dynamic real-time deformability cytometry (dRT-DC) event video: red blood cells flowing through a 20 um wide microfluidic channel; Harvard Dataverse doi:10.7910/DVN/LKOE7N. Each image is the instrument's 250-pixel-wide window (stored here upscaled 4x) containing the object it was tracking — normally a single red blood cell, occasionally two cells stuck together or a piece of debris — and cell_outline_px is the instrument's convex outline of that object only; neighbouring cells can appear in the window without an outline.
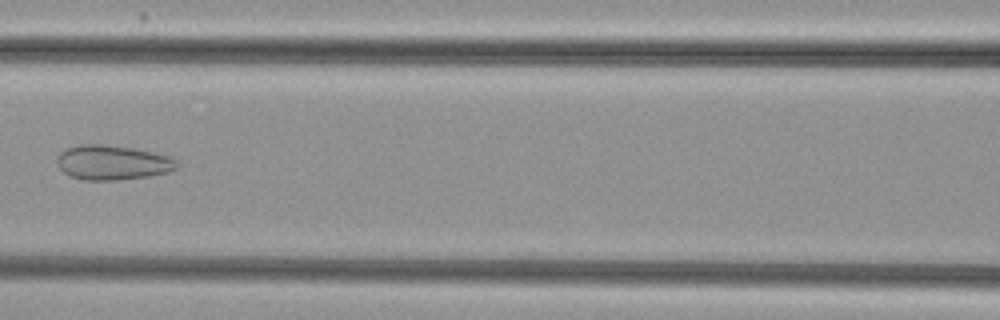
{"species": "common noctule bat (a hibernating species)", "species_latin": "Nyctalus noctula", "temperature_condition": "cold", "stored_images_in_passage": 7, "camera_frame_rate_fps": 3000, "um_per_image_px": 0.085, "animal": {"sex": "female", "body_mass_g": 29.2, "forearm_length_mm": 56.3}, "frame": {"image": 1, "passage_image": 6, "time_ms": 6.0, "image_size_px": [1000, 320], "cell_outline_px": [[180, 164], [176, 168], [168, 172], [148, 176], [116, 180], [84, 180], [68, 176], [56, 164], [56, 156], [64, 148], [80, 144], [104, 144], [132, 148], [152, 152], [168, 156], [176, 160]], "centroid_in_image_um": [9.51, 13.81], "position_along_channel_um": 157.1, "area_um2": 24.39}}
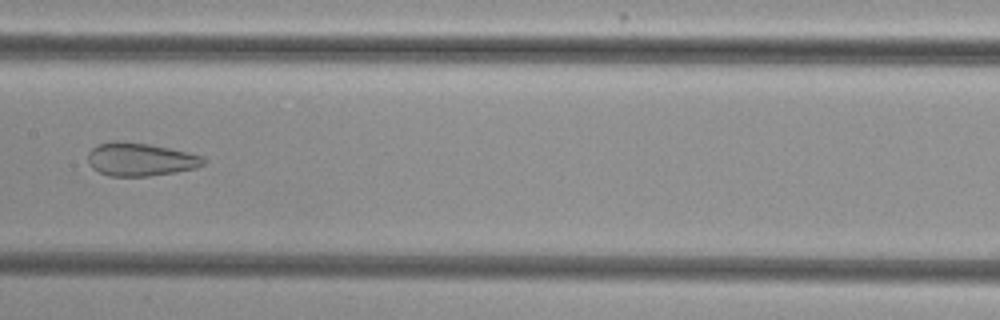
{"frame": {"image": 2, "passage_image": 7, "time_ms": 7.0, "image_size_px": [1000, 320], "cell_outline_px": [[204, 164], [196, 168], [176, 172], [148, 176], [108, 176], [92, 168], [88, 164], [88, 152], [96, 144], [112, 140], [120, 140], [148, 144], [168, 148], [204, 156]], "centroid_in_image_um": [11.88, 13.54], "position_along_channel_um": 195.5, "area_um2": 22.48}}